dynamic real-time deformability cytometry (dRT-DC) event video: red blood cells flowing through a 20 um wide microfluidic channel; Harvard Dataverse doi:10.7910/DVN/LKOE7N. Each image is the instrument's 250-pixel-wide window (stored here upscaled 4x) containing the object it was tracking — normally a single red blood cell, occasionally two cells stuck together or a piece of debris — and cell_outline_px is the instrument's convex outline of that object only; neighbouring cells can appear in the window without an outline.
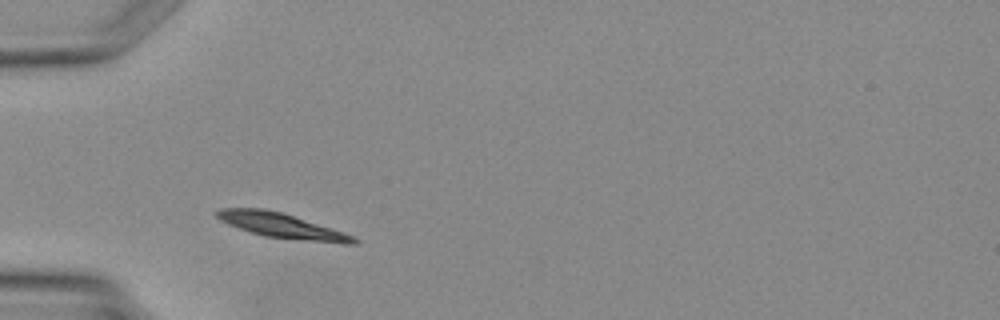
{"species": "Egyptian fruit bat (a non-hibernating species)", "species_latin": "Rousettus aegyptiacus", "temperature_condition": "warm", "stored_images_in_passage": 2, "camera_frame_rate_fps": 3000, "um_per_image_px": 0.085, "animal": {"sex": "female"}, "frame": {"image": 1, "passage_image": 1, "time_ms": 0.0, "image_size_px": [1000, 320], "cell_outline_px": [[360, 240], [356, 244], [344, 244], [264, 236], [228, 224], [220, 220], [212, 212], [220, 208], [264, 208], [284, 212], [356, 236]], "centroid_in_image_um": [23.98, 19.17], "position_along_channel_um": 61.0, "area_um2": 20.0}}
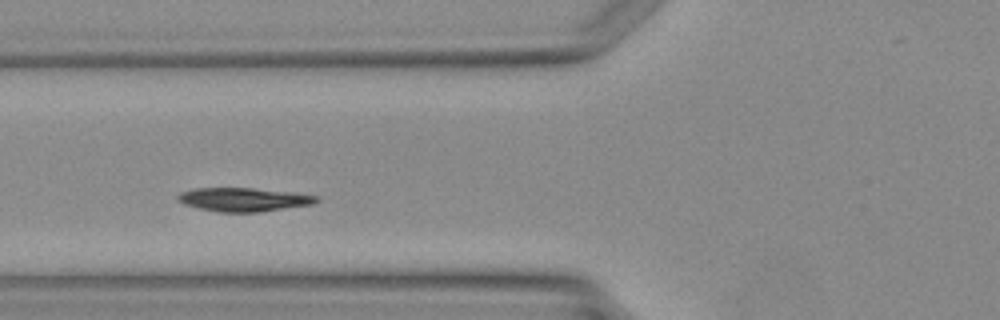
{"frame": {"image": 2, "passage_image": 2, "time_ms": 1.0, "image_size_px": [1000, 320], "cell_outline_px": [[320, 200], [312, 204], [260, 212], [216, 212], [184, 204], [176, 200], [176, 196], [180, 192], [192, 188], [252, 188], [296, 192], [320, 196]], "centroid_in_image_um": [20.72, 16.95], "position_along_channel_um": 105.1, "area_um2": 19.36}}